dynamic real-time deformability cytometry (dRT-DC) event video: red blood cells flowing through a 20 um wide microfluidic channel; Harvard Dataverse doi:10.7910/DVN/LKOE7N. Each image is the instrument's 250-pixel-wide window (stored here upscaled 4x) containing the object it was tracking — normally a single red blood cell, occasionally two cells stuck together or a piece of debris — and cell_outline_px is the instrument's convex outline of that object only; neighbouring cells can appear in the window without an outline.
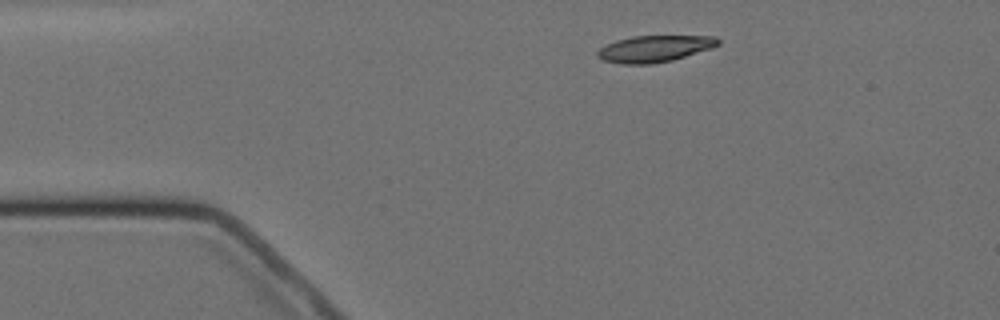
{"species": "Egyptian fruit bat (a non-hibernating species)", "species_latin": "Rousettus aegyptiacus", "temperature_condition": "cold", "stored_images_in_passage": 2, "camera_frame_rate_fps": 3000, "um_per_image_px": 0.085, "animal": {"sex": "female"}, "frame": {"image": 1, "passage_image": 2, "time_ms": 1.333, "image_size_px": [1000, 320], "cell_outline_px": [[720, 44], [712, 48], [672, 60], [652, 64], [620, 64], [604, 60], [596, 56], [596, 52], [600, 48], [616, 40], [632, 36], [716, 36], [720, 40]], "centroid_in_image_um": [55.64, 4.14], "position_along_channel_um": 29.4, "area_um2": 18.67}}